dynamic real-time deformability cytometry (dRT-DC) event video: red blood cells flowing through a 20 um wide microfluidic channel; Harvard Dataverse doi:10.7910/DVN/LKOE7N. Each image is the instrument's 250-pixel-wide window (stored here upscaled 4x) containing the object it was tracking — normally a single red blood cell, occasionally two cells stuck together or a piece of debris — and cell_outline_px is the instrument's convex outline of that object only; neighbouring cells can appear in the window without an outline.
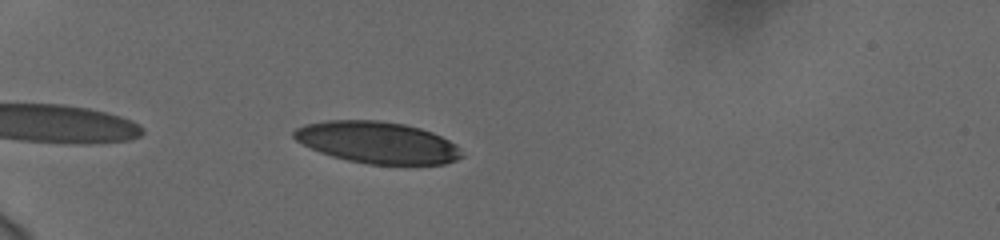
{"species": "human", "species_latin": "Homo sapiens", "temperature_condition": "cold", "stored_images_in_passage": 42, "camera_frame_rate_fps": 3000, "um_per_image_px": 0.085, "donor": {"sex": "female"}, "frame": {"image": 1, "passage_image": 9, "time_ms": 2.667, "image_size_px": [1000, 240], "cell_outline_px": [[464, 156], [456, 160], [444, 164], [368, 164], [348, 160], [332, 156], [320, 152], [296, 140], [292, 136], [292, 132], [296, 128], [304, 124], [324, 120], [380, 120], [404, 124], [420, 128], [432, 132], [456, 144]], "centroid_in_image_um": [32.07, 12.1], "position_along_channel_um": 52.9, "area_um2": 40.75}}
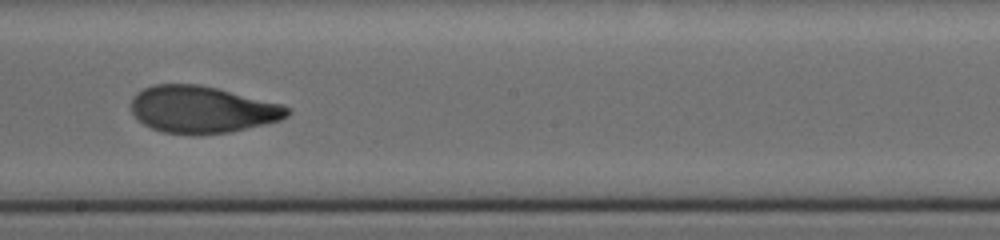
{"frame": {"image": 2, "passage_image": 26, "time_ms": 8.333, "image_size_px": [1000, 240], "cell_outline_px": [[292, 112], [288, 116], [280, 120], [264, 124], [228, 132], [192, 136], [164, 132], [152, 128], [144, 124], [132, 112], [132, 96], [136, 92], [152, 84], [200, 84], [280, 104], [292, 108]], "centroid_in_image_um": [17.17, 9.31], "position_along_channel_um": 231.0, "area_um2": 42.71}}
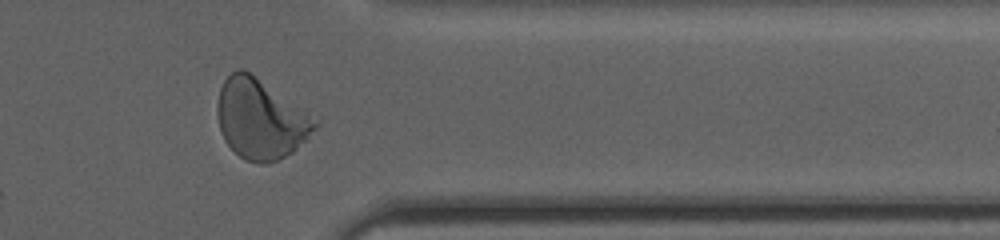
{"frame": {"image": 3, "passage_image": 39, "time_ms": 12.667, "image_size_px": [1000, 240], "cell_outline_px": [[320, 124], [292, 152], [268, 164], [260, 164], [244, 160], [224, 140], [220, 128], [216, 112], [216, 104], [220, 88], [224, 80], [232, 72], [240, 68], [244, 68], [320, 120]], "centroid_in_image_um": [22.13, 10.11], "position_along_channel_um": 389.3, "area_um2": 45.32}, "authors_computed_cell_mechanics": {"area_um2": 42.4252, "velocity_mm_per_s": 3.7454, "shape_relaxation_time_tau1_ms": 4.145, "shape_relaxation_time_tau2_ms": 1.3224, "deformation_change_tau1": 0.1715, "deformation_change_tau2": 0.0686}}